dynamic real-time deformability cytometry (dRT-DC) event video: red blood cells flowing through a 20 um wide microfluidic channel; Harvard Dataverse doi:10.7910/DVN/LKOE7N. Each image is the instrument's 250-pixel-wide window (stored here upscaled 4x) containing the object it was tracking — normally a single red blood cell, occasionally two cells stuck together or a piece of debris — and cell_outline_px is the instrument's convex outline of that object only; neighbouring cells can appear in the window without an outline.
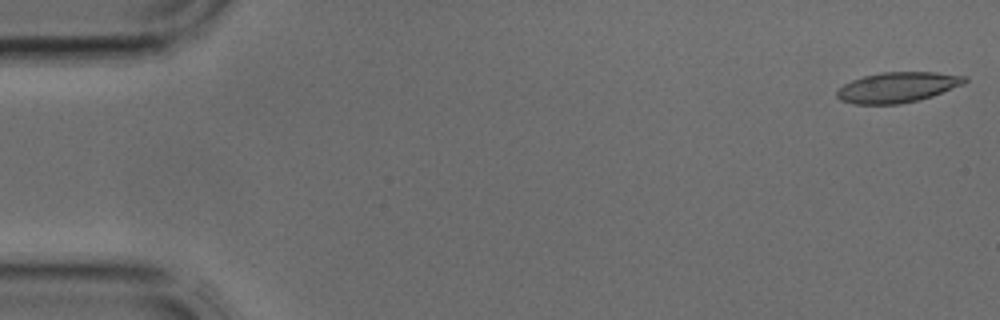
{"species": "common noctule bat (a hibernating species)", "species_latin": "Nyctalus noctula", "temperature_condition": "cold", "stored_images_in_passage": 4, "camera_frame_rate_fps": 3000, "um_per_image_px": 0.085, "animal": {"sex": "male", "body_mass_g": 17.9, "forearm_length_mm": 54.2}, "frame": {"image": 1, "passage_image": 1, "time_ms": 0.0, "image_size_px": [1000, 320], "cell_outline_px": [[968, 80], [964, 84], [932, 96], [920, 100], [900, 104], [852, 104], [840, 100], [836, 96], [836, 92], [844, 84], [852, 80], [864, 76], [880, 72], [936, 72], [968, 76]], "centroid_in_image_um": [76.31, 7.42], "position_along_channel_um": 8.7, "area_um2": 22.77}}
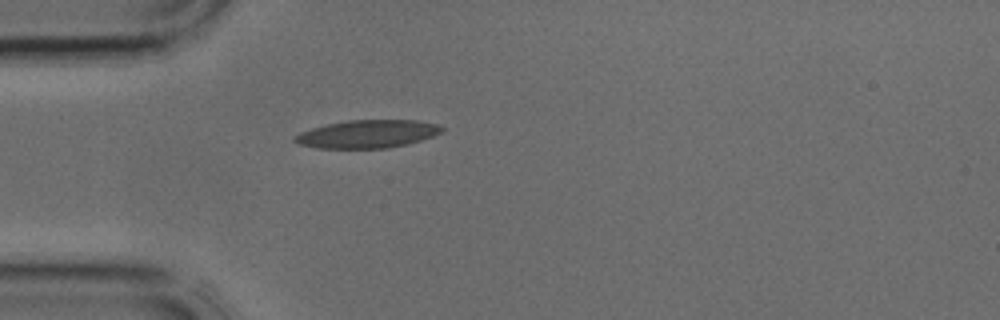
{"frame": {"image": 2, "passage_image": 3, "time_ms": 0.667, "image_size_px": [1000, 320], "cell_outline_px": [[444, 128], [440, 132], [432, 136], [408, 144], [388, 148], [316, 148], [296, 144], [292, 140], [292, 136], [300, 132], [312, 128], [328, 124], [348, 120], [416, 120], [440, 124]], "centroid_in_image_um": [31.19, 11.39], "position_along_channel_um": 53.8, "area_um2": 24.1}}